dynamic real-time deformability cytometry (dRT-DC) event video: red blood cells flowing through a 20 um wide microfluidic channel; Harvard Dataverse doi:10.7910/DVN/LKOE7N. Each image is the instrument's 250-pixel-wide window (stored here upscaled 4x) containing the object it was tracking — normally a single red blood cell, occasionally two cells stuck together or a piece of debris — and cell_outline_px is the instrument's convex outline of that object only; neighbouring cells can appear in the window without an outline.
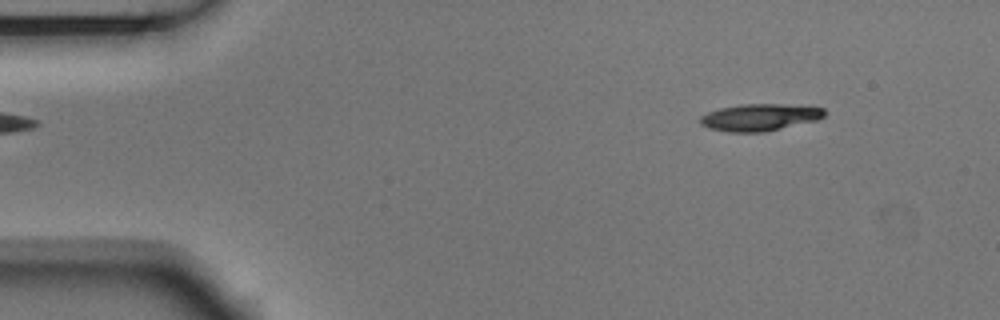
{"species": "Egyptian fruit bat (a non-hibernating species)", "species_latin": "Rousettus aegyptiacus", "temperature_condition": "room temperature", "stored_images_in_passage": 4, "camera_frame_rate_fps": 3000, "um_per_image_px": 0.085, "animal": {"sex": "male"}, "frame": {"image": 1, "passage_image": 1, "time_ms": 0.0, "image_size_px": [1000, 320], "cell_outline_px": [[824, 116], [816, 120], [764, 132], [728, 132], [708, 128], [700, 124], [700, 116], [708, 112], [720, 108], [740, 104], [784, 104], [824, 108]], "centroid_in_image_um": [64.53, 9.97], "position_along_channel_um": 20.5, "area_um2": 19.42}}
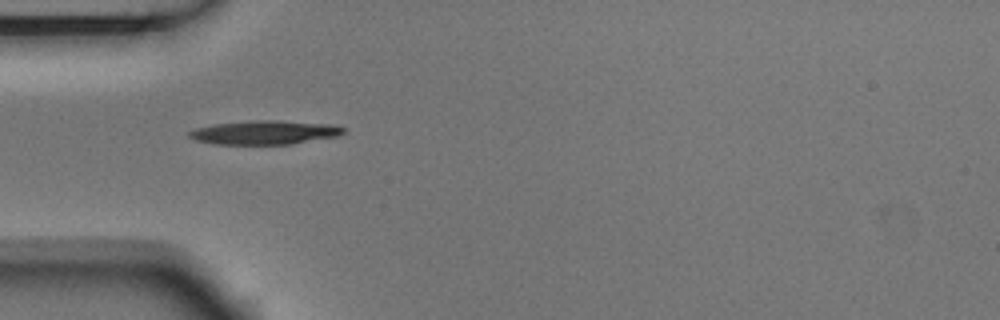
{"frame": {"image": 2, "passage_image": 4, "time_ms": 1.0, "image_size_px": [1000, 320], "cell_outline_px": [[344, 132], [340, 136], [292, 144], [216, 144], [196, 140], [188, 136], [188, 132], [196, 128], [212, 124], [252, 120], [276, 120], [336, 124], [344, 128]], "centroid_in_image_um": [22.54, 11.25], "position_along_channel_um": 62.5, "area_um2": 21.68}}